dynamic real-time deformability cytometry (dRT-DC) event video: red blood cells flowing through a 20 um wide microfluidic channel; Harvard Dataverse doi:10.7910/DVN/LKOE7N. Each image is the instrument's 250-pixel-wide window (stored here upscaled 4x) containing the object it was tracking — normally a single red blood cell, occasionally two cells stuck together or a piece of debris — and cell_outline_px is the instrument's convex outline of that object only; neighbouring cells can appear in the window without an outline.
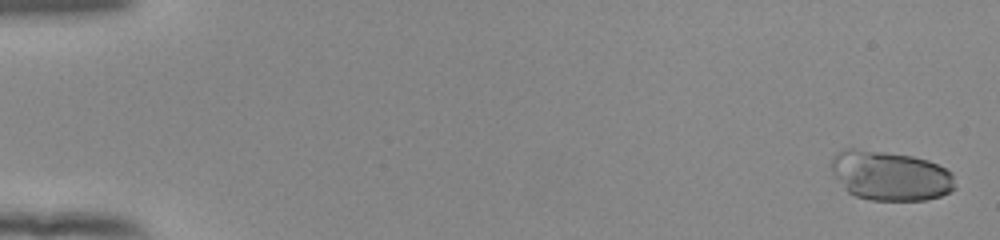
{"species": "human", "species_latin": "Homo sapiens", "temperature_condition": "room temperature", "stored_images_in_passage": 9, "camera_frame_rate_fps": 3000, "um_per_image_px": 0.085, "donor": {"sex": "female"}, "frame": {"image": 1, "passage_image": 1, "time_ms": 0.0, "image_size_px": [1000, 240], "cell_outline_px": [[956, 188], [940, 196], [924, 200], [872, 200], [856, 196], [848, 192], [844, 188], [832, 172], [832, 156], [836, 152], [844, 148], [852, 148], [884, 152], [912, 156], [928, 160], [952, 172]], "centroid_in_image_um": [75.66, 14.93], "position_along_channel_um": 9.3, "area_um2": 35.66}}